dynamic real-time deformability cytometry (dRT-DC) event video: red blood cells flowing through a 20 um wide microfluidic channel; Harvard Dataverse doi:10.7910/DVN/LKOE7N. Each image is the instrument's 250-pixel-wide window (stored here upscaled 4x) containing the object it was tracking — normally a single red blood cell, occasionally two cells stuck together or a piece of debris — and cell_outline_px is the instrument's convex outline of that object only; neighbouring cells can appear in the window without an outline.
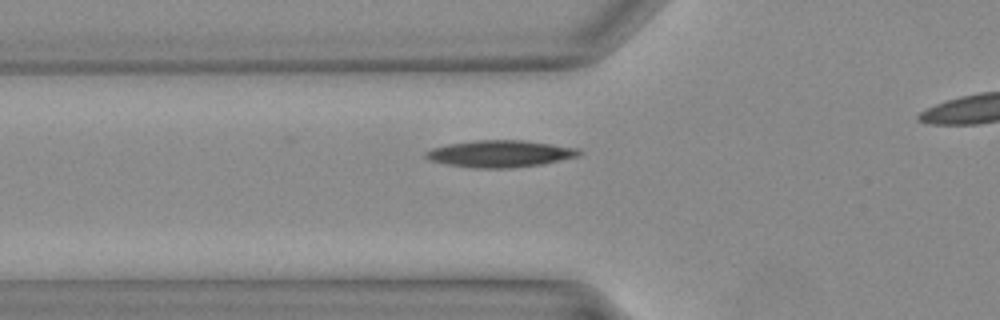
{"species": "Egyptian fruit bat (a non-hibernating species)", "species_latin": "Rousettus aegyptiacus", "temperature_condition": "warm", "stored_images_in_passage": 23, "camera_frame_rate_fps": 3000, "um_per_image_px": 0.085, "animal": {"sex": "female"}, "frame": {"image": 1, "passage_image": 2, "time_ms": 0.333, "image_size_px": [1000, 320], "cell_outline_px": [[580, 156], [540, 164], [508, 168], [476, 168], [448, 164], [428, 160], [424, 156], [424, 152], [432, 148], [448, 144], [476, 140], [524, 140], [580, 148]], "centroid_in_image_um": [42.49, 13.06], "position_along_channel_um": 83.3, "area_um2": 23.93}}
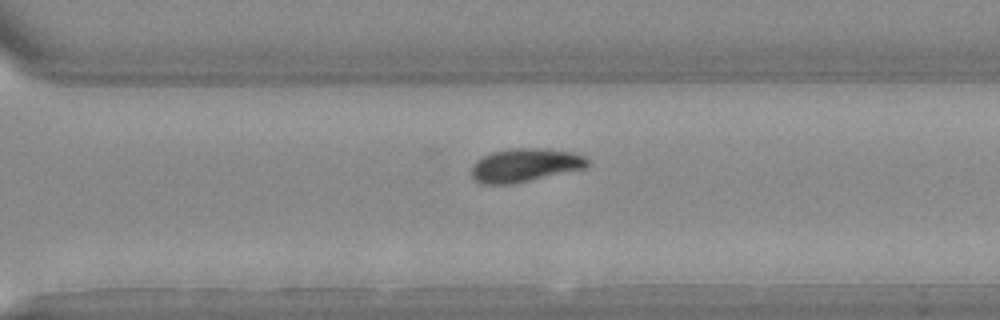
{"frame": {"image": 2, "passage_image": 16, "time_ms": 5.0, "image_size_px": [1000, 320], "cell_outline_px": [[588, 164], [584, 168], [512, 184], [480, 184], [472, 176], [472, 164], [480, 156], [492, 152], [508, 148], [544, 148], [572, 152], [584, 156], [588, 160]], "centroid_in_image_um": [44.57, 14.02], "position_along_channel_um": 326.0, "area_um2": 22.6}}
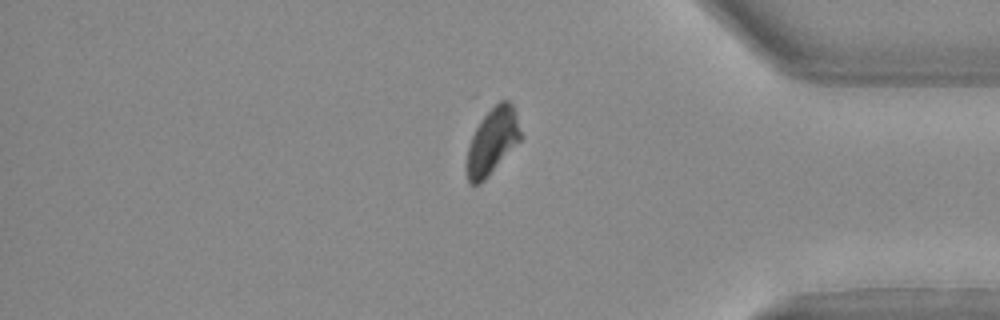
{"frame": {"image": 3, "passage_image": 21, "time_ms": 6.667, "image_size_px": [1000, 320], "cell_outline_px": [[520, 140], [484, 180], [480, 184], [468, 184], [468, 148], [472, 136], [480, 120], [500, 100], [508, 100], [512, 104], [516, 112], [520, 132]], "centroid_in_image_um": [41.85, 11.98], "position_along_channel_um": 393.3, "area_um2": 20.06}}